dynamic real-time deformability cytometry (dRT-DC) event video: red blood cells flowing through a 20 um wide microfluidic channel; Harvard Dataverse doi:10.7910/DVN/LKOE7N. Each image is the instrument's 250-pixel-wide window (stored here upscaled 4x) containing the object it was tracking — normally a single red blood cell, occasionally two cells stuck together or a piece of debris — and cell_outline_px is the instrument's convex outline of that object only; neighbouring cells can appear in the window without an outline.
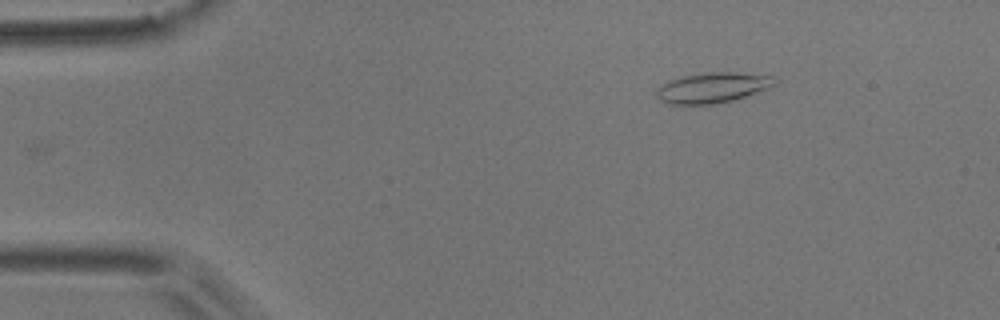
{"species": "common noctule bat (a hibernating species)", "species_latin": "Nyctalus noctula", "temperature_condition": "room temperature", "stored_images_in_passage": 47, "camera_frame_rate_fps": 3000, "um_per_image_px": 0.085, "animal": {"sex": "male", "body_mass_g": 17.9}, "frame": {"image": 1, "passage_image": 1, "time_ms": 0.0, "image_size_px": [1000, 320], "cell_outline_px": [[776, 84], [768, 88], [732, 100], [712, 104], [668, 104], [660, 100], [656, 96], [656, 88], [668, 80], [680, 76], [704, 72], [732, 72], [772, 76], [776, 80]], "centroid_in_image_um": [60.5, 7.44], "position_along_channel_um": 24.5, "area_um2": 20.87}}
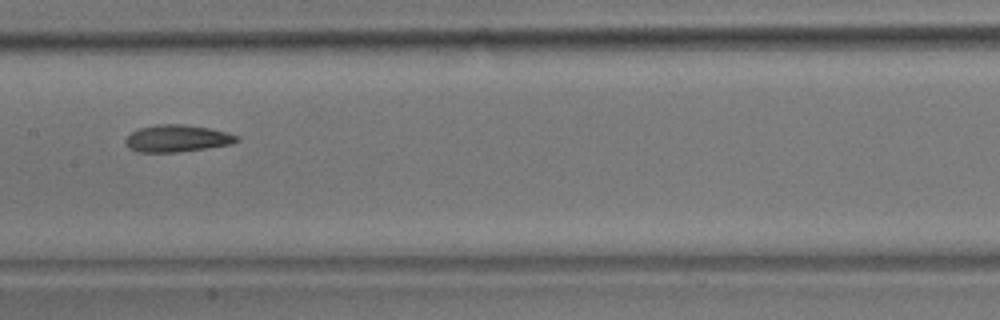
{"frame": {"image": 2, "passage_image": 20, "time_ms": 6.333, "image_size_px": [1000, 320], "cell_outline_px": [[240, 140], [232, 144], [180, 152], [136, 152], [128, 148], [124, 144], [124, 140], [132, 132], [140, 128], [156, 124], [180, 124], [208, 128], [240, 136]], "centroid_in_image_um": [15.03, 11.78], "position_along_channel_um": 192.4, "area_um2": 17.57}}
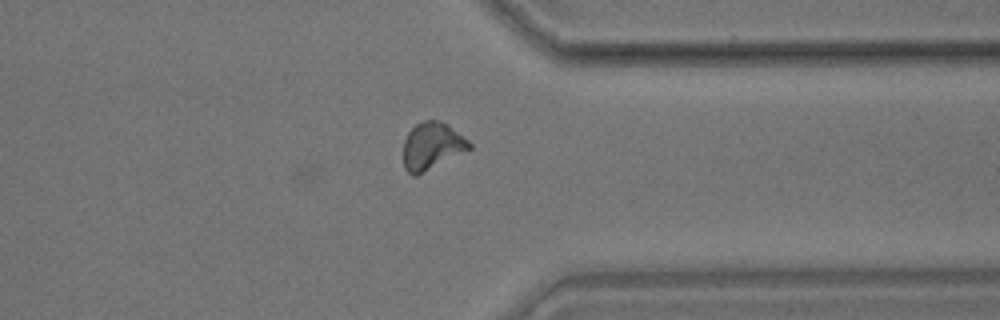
{"frame": {"image": 3, "passage_image": 35, "time_ms": 11.333, "image_size_px": [1000, 320], "cell_outline_px": [[472, 148], [416, 176], [412, 176], [404, 168], [404, 140], [408, 132], [416, 124], [424, 120], [436, 120], [448, 124], [468, 140], [472, 144]], "centroid_in_image_um": [36.71, 12.41], "position_along_channel_um": 374.7, "area_um2": 18.03}, "authors_computed_cell_mechanics": {"area_um2": 17.5712, "velocity_mm_per_s": 3.7252, "shape_relaxation_time_tau1_ms": 7.6462, "shape_relaxation_time_tau2_ms": 3.3506, "deformation_change_tau1": 0.1916, "deformation_change_tau2": 0.1121}}